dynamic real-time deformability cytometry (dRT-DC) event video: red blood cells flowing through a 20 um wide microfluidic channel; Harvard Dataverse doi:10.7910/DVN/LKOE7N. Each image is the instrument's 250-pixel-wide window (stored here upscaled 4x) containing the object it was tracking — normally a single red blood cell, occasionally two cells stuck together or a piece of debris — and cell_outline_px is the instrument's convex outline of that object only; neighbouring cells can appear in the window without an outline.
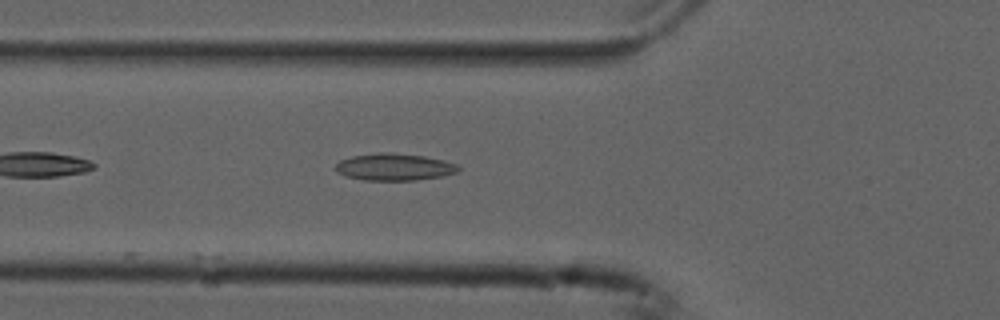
{"species": "common noctule bat (a hibernating species)", "species_latin": "Nyctalus noctula", "temperature_condition": "cold", "stored_images_in_passage": 13, "camera_frame_rate_fps": 3000, "um_per_image_px": 0.085, "animal": {"sex": "male", "forearm_length_mm": 52.5}, "frame": {"image": 1, "passage_image": 4, "time_ms": 1.0, "image_size_px": [1000, 320], "cell_outline_px": [[460, 168], [456, 172], [440, 176], [416, 180], [364, 180], [348, 176], [336, 172], [336, 164], [340, 160], [352, 156], [380, 152], [392, 152], [424, 156], [456, 164]], "centroid_in_image_um": [33.48, 14.18], "position_along_channel_um": 92.3, "area_um2": 19.07}}